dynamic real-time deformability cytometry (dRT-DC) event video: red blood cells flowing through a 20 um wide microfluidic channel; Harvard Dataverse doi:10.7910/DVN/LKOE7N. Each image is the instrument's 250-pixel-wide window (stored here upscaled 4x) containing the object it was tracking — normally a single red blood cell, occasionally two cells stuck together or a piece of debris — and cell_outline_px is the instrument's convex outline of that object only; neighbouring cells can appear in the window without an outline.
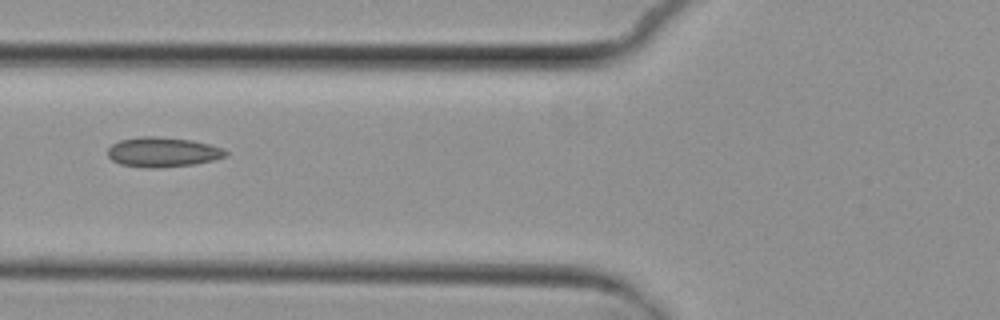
{"species": "common noctule bat (a hibernating species)", "species_latin": "Nyctalus noctula", "temperature_condition": "cold", "stored_images_in_passage": 7, "camera_frame_rate_fps": 3000, "um_per_image_px": 0.085, "animal": {"sex": "female", "body_mass_g": 29.2, "forearm_length_mm": 56.3}, "frame": {"image": 1, "passage_image": 6, "time_ms": 6.0, "image_size_px": [1000, 320], "cell_outline_px": [[228, 152], [224, 156], [212, 160], [196, 164], [156, 168], [148, 168], [120, 164], [112, 160], [108, 156], [108, 148], [112, 144], [120, 140], [140, 136], [156, 136], [192, 140], [224, 148]], "centroid_in_image_um": [13.81, 12.92], "position_along_channel_um": 112.0, "area_um2": 20.46}}
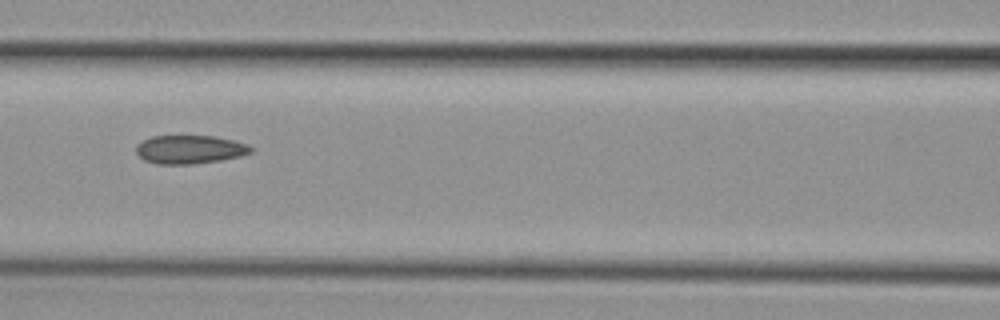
{"frame": {"image": 2, "passage_image": 7, "time_ms": 7.0, "image_size_px": [1000, 320], "cell_outline_px": [[256, 148], [252, 152], [240, 156], [220, 160], [192, 164], [156, 164], [144, 160], [136, 152], [136, 144], [152, 136], [216, 136], [248, 144]], "centroid_in_image_um": [16.15, 12.7], "position_along_channel_um": 150.4, "area_um2": 19.13}}